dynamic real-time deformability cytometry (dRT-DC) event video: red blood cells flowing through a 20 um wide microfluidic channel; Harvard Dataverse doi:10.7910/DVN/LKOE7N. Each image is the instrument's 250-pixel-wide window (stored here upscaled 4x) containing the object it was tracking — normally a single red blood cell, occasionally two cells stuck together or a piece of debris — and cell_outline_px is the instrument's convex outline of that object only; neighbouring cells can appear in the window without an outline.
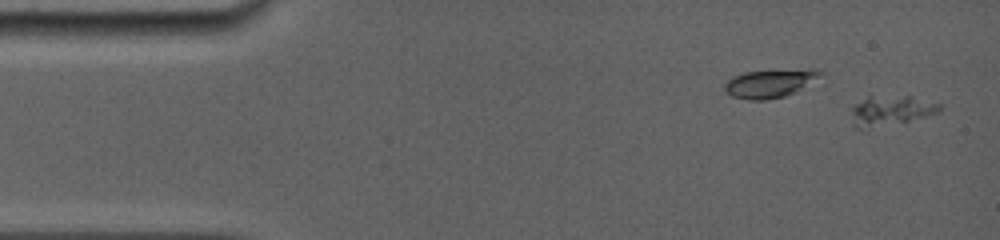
{"species": "common noctule bat (a hibernating species)", "species_latin": "Nyctalus noctula", "temperature_condition": "room temperature", "stored_images_in_passage": 9, "camera_frame_rate_fps": 5000, "um_per_image_px": 0.085, "animal": {"sex": "female", "body_mass_g": 19.0, "forearm_length_mm": 56.7}, "frame": {"image": 1, "passage_image": 1, "time_ms": 0.0, "image_size_px": [1000, 240], "cell_outline_px": [[940, 112], [904, 124], [868, 132], [856, 128], [852, 124], [852, 108], [856, 104], [868, 96], [912, 96], [940, 104]], "centroid_in_image_um": [75.7, 9.49], "position_along_channel_um": 9.3, "area_um2": 16.42}}
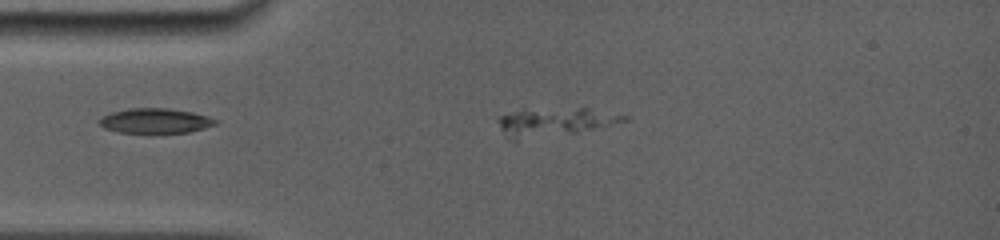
{"frame": {"image": 2, "passage_image": 8, "time_ms": 3.2, "image_size_px": [1000, 240], "cell_outline_px": [[216, 124], [204, 128], [188, 132], [120, 132], [104, 128], [96, 120], [112, 112], [132, 108], [168, 108], [192, 112], [208, 116], [216, 120]], "centroid_in_image_um": [13.19, 10.26], "position_along_channel_um": 71.8, "area_um2": 16.53}}